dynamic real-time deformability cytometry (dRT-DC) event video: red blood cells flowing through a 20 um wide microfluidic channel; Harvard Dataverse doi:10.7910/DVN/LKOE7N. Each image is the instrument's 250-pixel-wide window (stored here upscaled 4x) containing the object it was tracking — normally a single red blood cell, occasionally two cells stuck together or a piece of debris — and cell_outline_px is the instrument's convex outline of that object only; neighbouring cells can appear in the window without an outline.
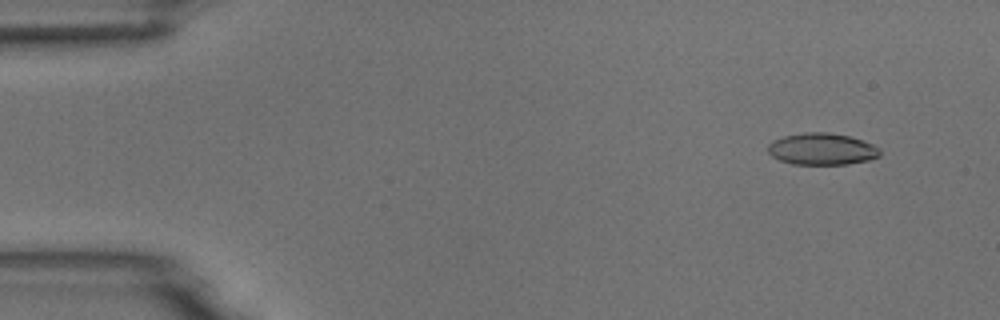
{"species": "common noctule bat (a hibernating species)", "species_latin": "Nyctalus noctula", "temperature_condition": "room temperature", "stored_images_in_passage": 55, "camera_frame_rate_fps": 3000, "um_per_image_px": 0.085, "animal": {"sex": "male", "body_mass_g": 18.8}, "frame": {"image": 1, "passage_image": 5, "time_ms": 1.333, "image_size_px": [1000, 320], "cell_outline_px": [[880, 156], [868, 160], [848, 164], [792, 164], [780, 160], [772, 156], [768, 152], [768, 144], [772, 140], [784, 136], [804, 132], [828, 132], [848, 136], [872, 144], [880, 148]], "centroid_in_image_um": [69.84, 12.66], "position_along_channel_um": 15.2, "area_um2": 20.69}}
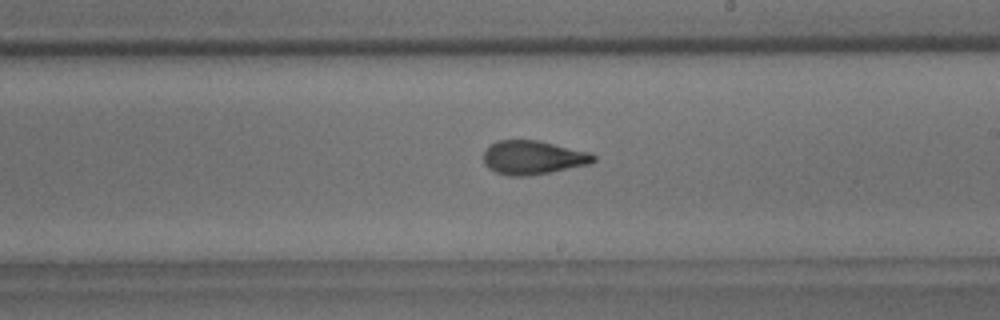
{"frame": {"image": 2, "passage_image": 32, "time_ms": 10.333, "image_size_px": [1000, 320], "cell_outline_px": [[596, 160], [588, 164], [552, 172], [524, 176], [508, 176], [496, 172], [488, 168], [484, 164], [484, 152], [496, 140], [536, 140], [588, 152], [596, 156]], "centroid_in_image_um": [45.28, 13.4], "position_along_channel_um": 243.7, "area_um2": 21.44}}
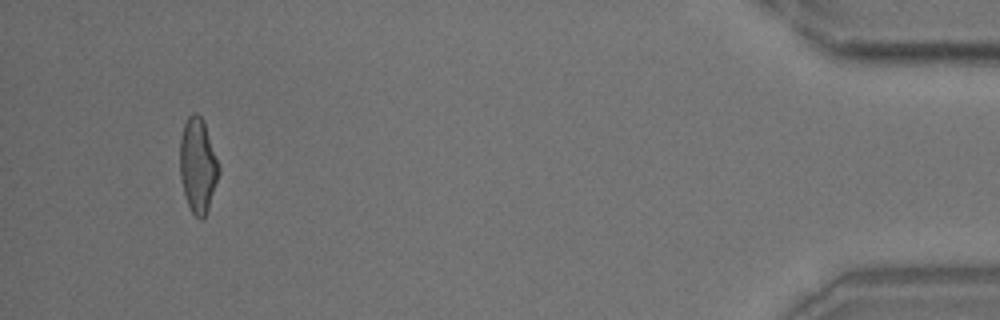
{"frame": {"image": 3, "passage_image": 52, "time_ms": 17.0, "image_size_px": [1000, 320], "cell_outline_px": [[220, 172], [204, 220], [200, 220], [192, 212], [188, 204], [184, 192], [180, 176], [180, 140], [184, 124], [188, 116], [192, 112], [196, 112], [204, 120], [220, 168]], "centroid_in_image_um": [16.82, 14.04], "position_along_channel_um": 418.4, "area_um2": 21.39}, "authors_computed_cell_mechanics": {"area_um2": 21.4438, "velocity_mm_per_s": 3.7102, "shape_relaxation_time_tau1_ms": 5.3436, "shape_relaxation_time_tau2_ms": 1.7484, "deformation_change_tau1": 0.1704, "deformation_change_tau2": 0.0916}}